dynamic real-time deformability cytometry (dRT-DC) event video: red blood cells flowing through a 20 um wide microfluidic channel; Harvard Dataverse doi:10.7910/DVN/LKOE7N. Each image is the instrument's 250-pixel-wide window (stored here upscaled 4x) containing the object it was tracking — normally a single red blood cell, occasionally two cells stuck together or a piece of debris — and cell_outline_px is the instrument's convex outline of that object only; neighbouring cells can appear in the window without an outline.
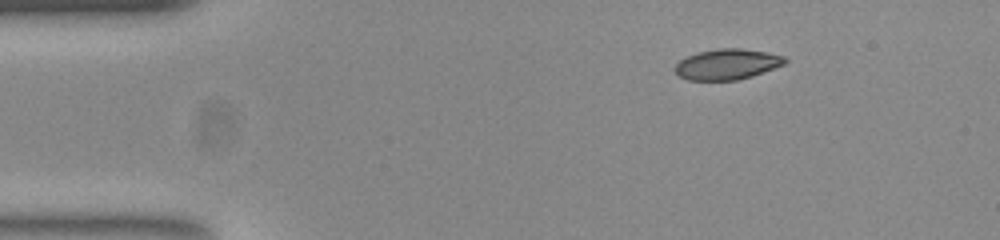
{"species": "common noctule bat (a hibernating species)", "species_latin": "Nyctalus noctula", "temperature_condition": "room temperature", "stored_images_in_passage": 47, "camera_frame_rate_fps": 3000, "um_per_image_px": 0.085, "animal": {"sex": "female", "body_mass_g": 23.0, "forearm_length_mm": 53.4}, "frame": {"image": 1, "passage_image": 1, "time_ms": 0.0, "image_size_px": [1000, 240], "cell_outline_px": [[788, 60], [784, 64], [752, 76], [736, 80], [688, 80], [680, 76], [672, 68], [680, 60], [696, 52], [716, 48], [740, 48], [768, 52], [784, 56]], "centroid_in_image_um": [61.79, 5.45], "position_along_channel_um": 23.2, "area_um2": 19.65}}
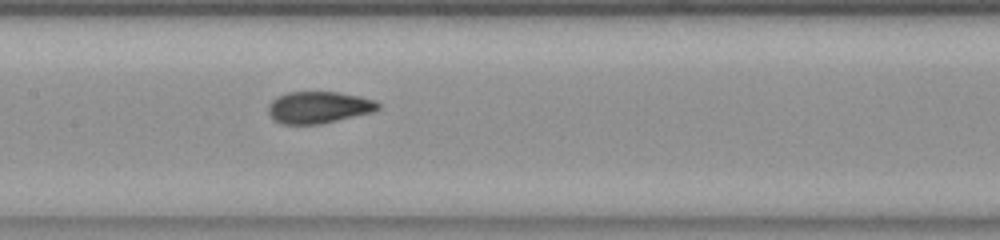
{"frame": {"image": 2, "passage_image": 19, "time_ms": 6.0, "image_size_px": [1000, 240], "cell_outline_px": [[380, 108], [372, 112], [320, 124], [280, 124], [268, 112], [268, 104], [276, 96], [288, 92], [336, 92], [360, 96], [376, 100], [380, 104]], "centroid_in_image_um": [27.09, 9.12], "position_along_channel_um": 180.3, "area_um2": 20.35}}
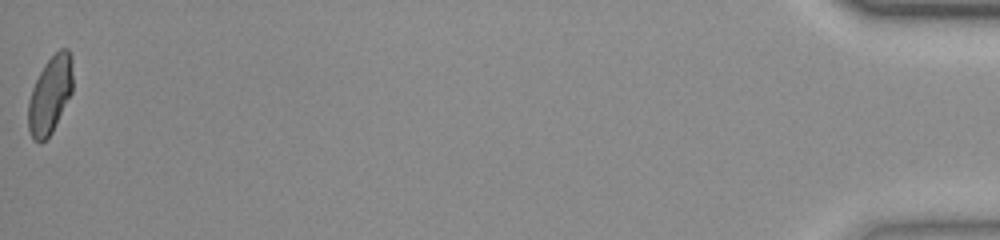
{"frame": {"image": 3, "passage_image": 47, "time_ms": 15.333, "image_size_px": [1000, 240], "cell_outline_px": [[72, 92], [52, 132], [40, 144], [32, 140], [28, 128], [28, 100], [32, 88], [44, 64], [60, 48], [68, 48], [72, 56]], "centroid_in_image_um": [4.25, 8.07], "position_along_channel_um": 431.0, "area_um2": 20.17}, "authors_computed_cell_mechanics": {"area_um2": 20.3456, "velocity_mm_per_s": 3.7963, "shape_relaxation_time_tau1_ms": 8.387, "shape_relaxation_time_tau2_ms": 0.7058, "deformation_change_tau1": 0.2116, "deformation_change_tau2": 0.0433}}